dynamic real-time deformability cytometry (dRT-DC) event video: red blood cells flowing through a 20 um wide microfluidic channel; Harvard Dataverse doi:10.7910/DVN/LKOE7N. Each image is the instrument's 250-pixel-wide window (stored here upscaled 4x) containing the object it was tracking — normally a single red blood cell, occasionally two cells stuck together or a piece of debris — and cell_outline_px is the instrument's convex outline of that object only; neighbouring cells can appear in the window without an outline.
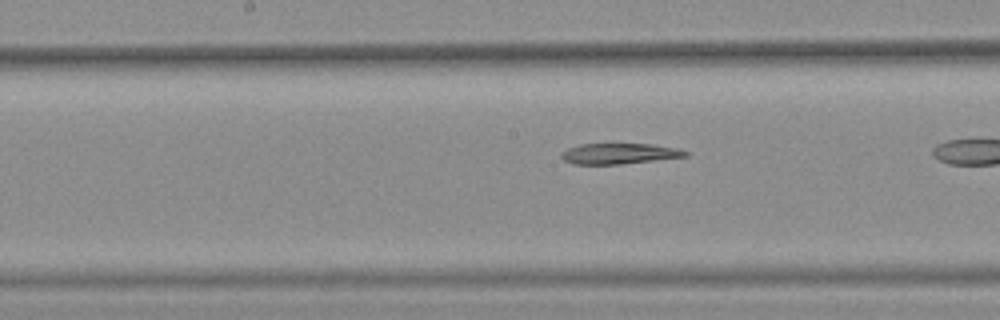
{"species": "common noctule bat (a hibernating species)", "species_latin": "Nyctalus noctula", "temperature_condition": "warm", "stored_images_in_passage": 34, "camera_frame_rate_fps": 3000, "um_per_image_px": 0.085, "animal": {"sex": "female", "body_mass_g": 25.1}, "frame": {"image": 1, "passage_image": 20, "time_ms": 6.333, "image_size_px": [1000, 320], "cell_outline_px": [[692, 152], [688, 156], [620, 164], [572, 164], [564, 160], [560, 156], [560, 152], [568, 148], [580, 144], [652, 144], [680, 148]], "centroid_in_image_um": [52.67, 13.05], "position_along_channel_um": 195.5, "area_um2": 15.09}}